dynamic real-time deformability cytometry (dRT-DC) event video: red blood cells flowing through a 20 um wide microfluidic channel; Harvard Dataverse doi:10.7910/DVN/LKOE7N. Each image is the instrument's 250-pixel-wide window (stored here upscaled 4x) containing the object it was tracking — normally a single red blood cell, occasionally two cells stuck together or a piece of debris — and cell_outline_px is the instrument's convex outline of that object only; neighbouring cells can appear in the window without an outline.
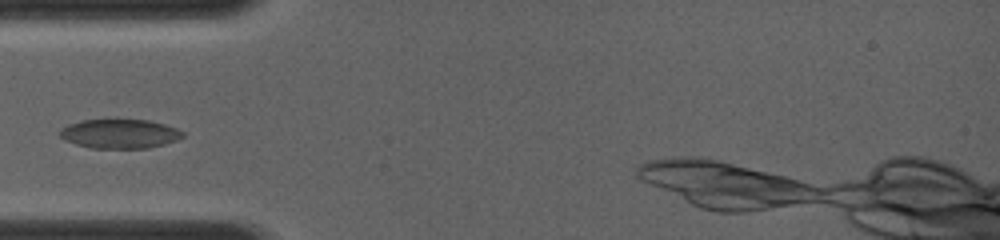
{"species": "common noctule bat (a hibernating species)", "species_latin": "Nyctalus noctula", "temperature_condition": "room temperature", "stored_images_in_passage": 4, "camera_frame_rate_fps": 4000, "um_per_image_px": 0.085, "animal": {"sex": "female", "body_mass_g": 19.0, "forearm_length_mm": 56.7}, "frame": {"image": 1, "passage_image": 4, "time_ms": 3.0, "image_size_px": [1000, 240], "cell_outline_px": [[184, 136], [176, 140], [164, 144], [148, 148], [92, 148], [76, 144], [64, 140], [56, 132], [60, 128], [68, 124], [80, 120], [116, 116], [148, 120], [164, 124], [176, 128], [184, 132]], "centroid_in_image_um": [10.11, 11.31], "position_along_channel_um": 74.9, "area_um2": 21.96}}